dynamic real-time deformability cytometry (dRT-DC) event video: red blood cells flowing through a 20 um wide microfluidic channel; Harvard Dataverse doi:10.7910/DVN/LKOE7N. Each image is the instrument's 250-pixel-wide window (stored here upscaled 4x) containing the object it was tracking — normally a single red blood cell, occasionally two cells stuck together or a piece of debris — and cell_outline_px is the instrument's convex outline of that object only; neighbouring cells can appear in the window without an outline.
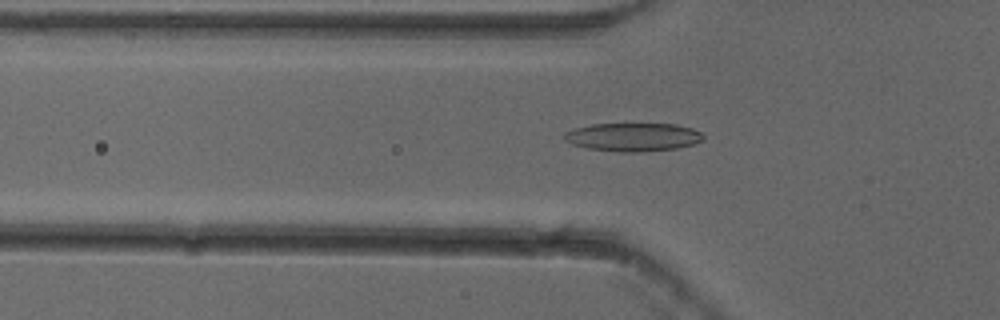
{"species": "common noctule bat (a hibernating species)", "species_latin": "Nyctalus noctula", "temperature_condition": "cold", "stored_images_in_passage": 47, "camera_frame_rate_fps": 3000, "um_per_image_px": 0.085, "animal": {"sex": "female"}, "frame": {"image": 1, "passage_image": 12, "time_ms": 3.667, "image_size_px": [1000, 320], "cell_outline_px": [[704, 140], [692, 144], [676, 148], [640, 152], [616, 152], [588, 148], [572, 144], [564, 140], [564, 132], [576, 128], [592, 124], [676, 124], [692, 128], [700, 132], [704, 136]], "centroid_in_image_um": [53.8, 11.65], "position_along_channel_um": 72.0, "area_um2": 22.95}}
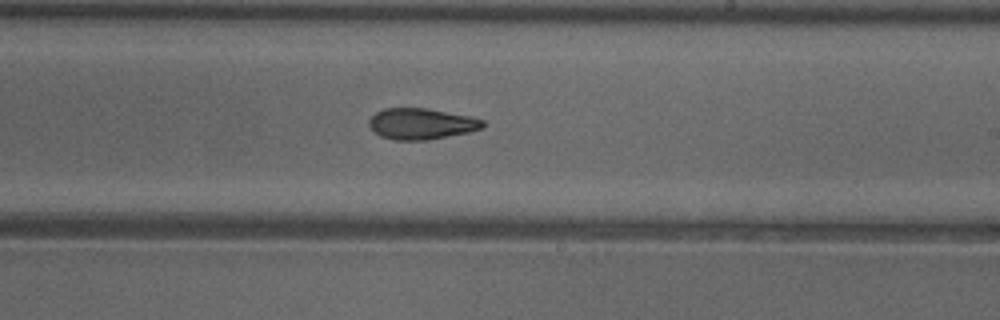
{"frame": {"image": 2, "passage_image": 26, "time_ms": 8.333, "image_size_px": [1000, 320], "cell_outline_px": [[484, 128], [468, 132], [428, 140], [392, 140], [380, 136], [368, 124], [368, 120], [376, 112], [384, 108], [428, 108], [472, 116], [484, 120]], "centroid_in_image_um": [35.83, 10.52], "position_along_channel_um": 253.2, "area_um2": 20.75}}
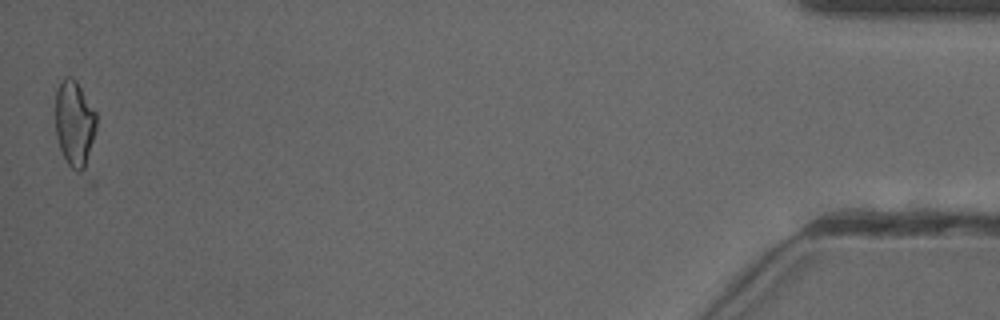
{"frame": {"image": 3, "passage_image": 47, "time_ms": 15.333, "image_size_px": [1000, 320], "cell_outline_px": [[96, 184], [92, 188], [88, 188], [68, 164], [60, 148], [56, 136], [56, 88], [64, 76], [72, 76], [76, 80], [96, 112]], "centroid_in_image_um": [6.52, 11.02], "position_along_channel_um": 428.7, "area_um2": 24.1}, "authors_computed_cell_mechanics": {"area_um2": 20.9814, "velocity_mm_per_s": 3.8676, "shape_relaxation_time_tau1_ms": 6.2521, "shape_relaxation_time_tau2_ms": 3.325, "deformation_change_tau1": 0.1675, "deformation_change_tau2": 0.1013}}